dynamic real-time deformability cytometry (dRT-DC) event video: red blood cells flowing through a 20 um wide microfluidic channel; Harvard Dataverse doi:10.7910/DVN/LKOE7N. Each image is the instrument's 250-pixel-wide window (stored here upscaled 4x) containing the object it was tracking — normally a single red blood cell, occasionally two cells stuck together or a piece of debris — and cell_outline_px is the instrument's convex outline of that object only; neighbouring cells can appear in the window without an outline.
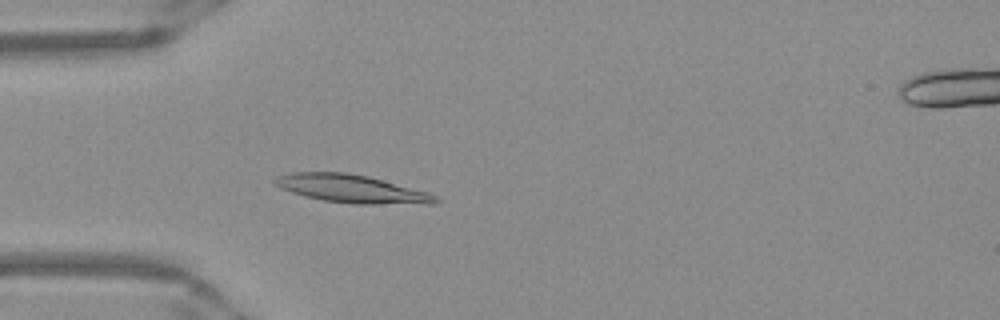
{"species": "Egyptian fruit bat (a non-hibernating species)", "species_latin": "Rousettus aegyptiacus", "temperature_condition": "warm", "stored_images_in_passage": 51, "camera_frame_rate_fps": 3000, "um_per_image_px": 0.085, "frame": {"image": 1, "passage_image": 15, "time_ms": 4.667, "image_size_px": [1000, 320], "cell_outline_px": [[440, 200], [436, 204], [352, 204], [324, 200], [304, 196], [280, 188], [272, 180], [276, 176], [292, 172], [344, 172], [368, 176], [428, 192], [436, 196]], "centroid_in_image_um": [29.9, 16.05], "position_along_channel_um": 55.1, "area_um2": 26.3}}
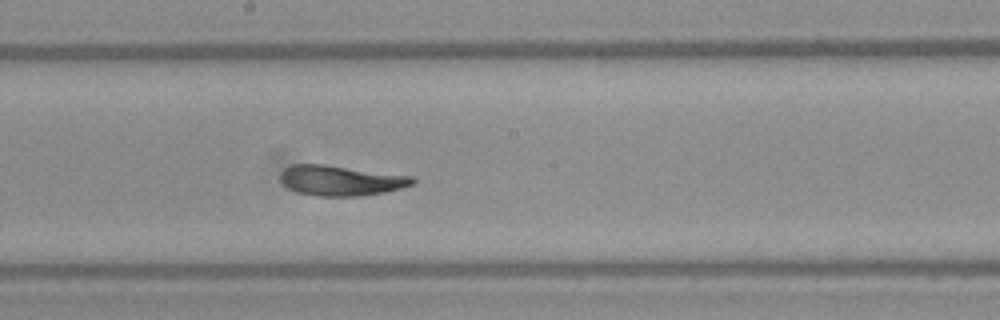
{"frame": {"image": 2, "passage_image": 28, "time_ms": 9.0, "image_size_px": [1000, 320], "cell_outline_px": [[416, 184], [384, 192], [360, 196], [320, 196], [296, 192], [288, 188], [280, 180], [280, 172], [284, 168], [292, 164], [324, 164], [412, 176], [416, 180]], "centroid_in_image_um": [28.95, 15.34], "position_along_channel_um": 219.2, "area_um2": 23.35}}
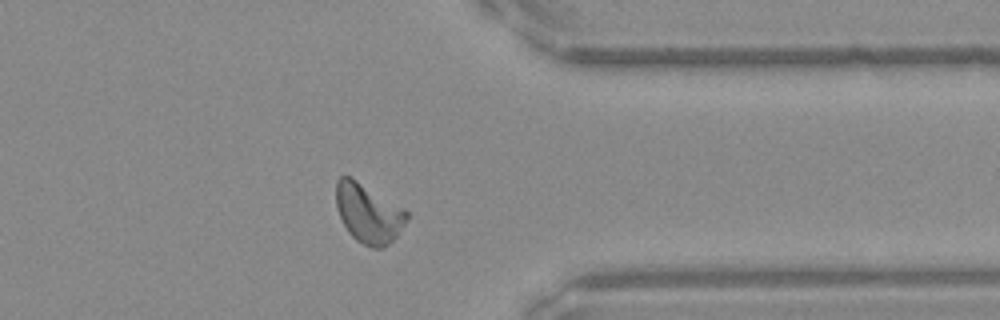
{"frame": {"image": 3, "passage_image": 41, "time_ms": 13.333, "image_size_px": [1000, 320], "cell_outline_px": [[408, 220], [396, 236], [384, 248], [372, 248], [356, 240], [348, 232], [340, 216], [336, 204], [336, 180], [340, 176], [352, 176], [404, 208], [408, 212]], "centroid_in_image_um": [31.32, 18.11], "position_along_channel_um": 380.1, "area_um2": 24.51}, "authors_computed_cell_mechanics": {"area_um2": 23.6402, "velocity_mm_per_s": 3.9211, "shape_relaxation_time_tau1_ms": 6.7657, "shape_relaxation_time_tau2_ms": 2.8378, "deformation_change_tau1": 0.2008, "deformation_change_tau2": 0.0723}}